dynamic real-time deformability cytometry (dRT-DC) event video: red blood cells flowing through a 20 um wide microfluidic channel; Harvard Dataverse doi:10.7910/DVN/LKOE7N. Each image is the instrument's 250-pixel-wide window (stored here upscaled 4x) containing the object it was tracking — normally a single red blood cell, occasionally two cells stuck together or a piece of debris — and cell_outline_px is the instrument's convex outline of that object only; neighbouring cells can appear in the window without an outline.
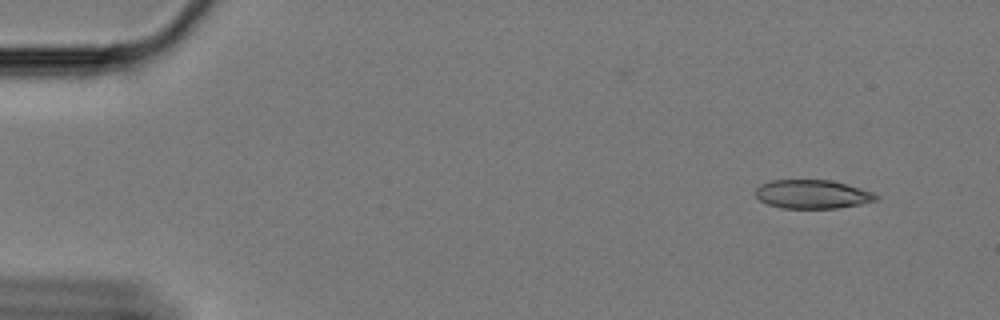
{"species": "Egyptian fruit bat (a non-hibernating species)", "species_latin": "Rousettus aegyptiacus", "temperature_condition": "cold", "stored_images_in_passage": 59, "camera_frame_rate_fps": 3000, "um_per_image_px": 0.085, "animal": {"sex": "female"}, "frame": {"image": 1, "passage_image": 4, "time_ms": 1.0, "image_size_px": [1000, 320], "cell_outline_px": [[880, 196], [876, 200], [860, 204], [836, 208], [780, 208], [768, 204], [760, 200], [756, 196], [756, 188], [760, 184], [772, 180], [832, 180], [848, 184], [872, 192]], "centroid_in_image_um": [69.05, 16.5], "position_along_channel_um": 16.0, "area_um2": 20.17}}
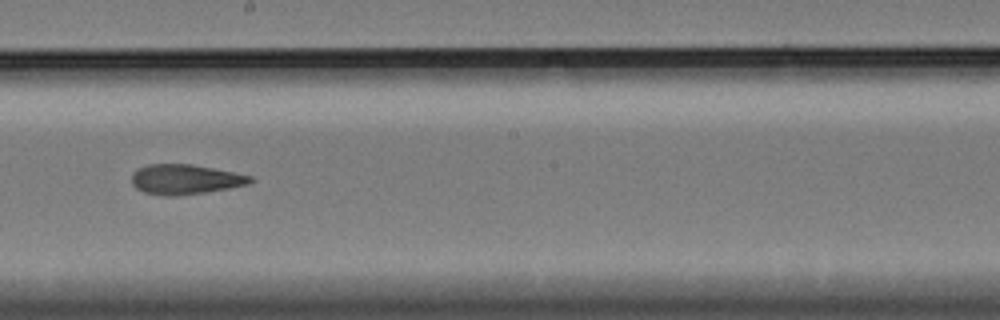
{"frame": {"image": 2, "passage_image": 33, "time_ms": 10.667, "image_size_px": [1000, 320], "cell_outline_px": [[256, 180], [248, 184], [228, 188], [204, 192], [176, 196], [168, 196], [144, 192], [136, 188], [132, 184], [132, 172], [136, 168], [148, 164], [192, 164], [252, 176]], "centroid_in_image_um": [15.71, 15.24], "position_along_channel_um": 232.5, "area_um2": 20.63}}
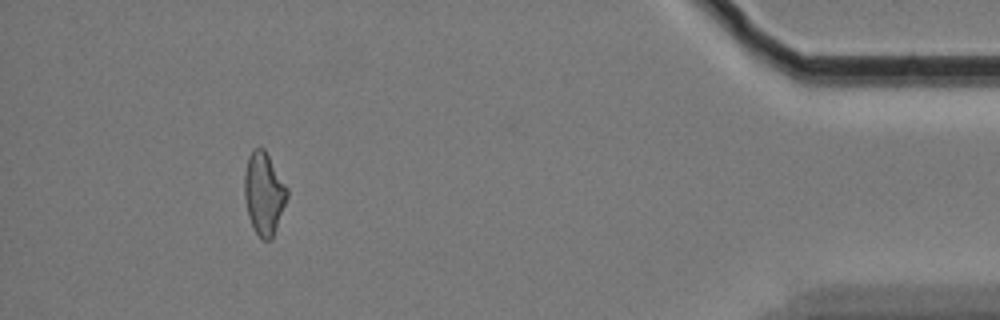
{"frame": {"image": 3, "passage_image": 54, "time_ms": 17.667, "image_size_px": [1000, 320], "cell_outline_px": [[288, 196], [272, 236], [268, 240], [264, 240], [256, 232], [248, 216], [244, 196], [244, 176], [248, 156], [252, 148], [264, 148], [288, 188]], "centroid_in_image_um": [22.42, 16.39], "position_along_channel_um": 412.8, "area_um2": 20.17}, "authors_computed_cell_mechanics": {"area_um2": 20.6924, "velocity_mm_per_s": 3.3586, "shape_relaxation_time_tau1_ms": null, "shape_relaxation_time_tau2_ms": 6.6376, "deformation_change_tau1": null, "deformation_change_tau2": 0.1745}}